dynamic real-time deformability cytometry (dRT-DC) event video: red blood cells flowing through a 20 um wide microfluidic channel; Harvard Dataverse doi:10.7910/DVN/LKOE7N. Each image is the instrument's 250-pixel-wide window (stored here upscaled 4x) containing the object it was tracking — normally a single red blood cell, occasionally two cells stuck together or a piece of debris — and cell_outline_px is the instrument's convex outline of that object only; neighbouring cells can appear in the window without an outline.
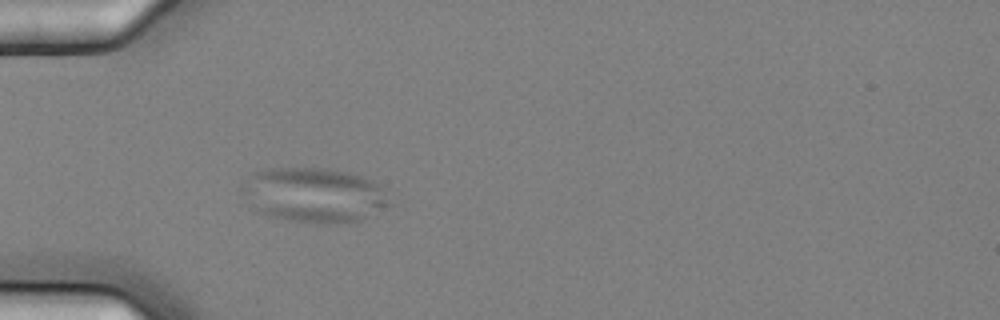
{"species": "common noctule bat (a hibernating species)", "species_latin": "Nyctalus noctula", "temperature_condition": "cold", "stored_images_in_passage": 5, "camera_frame_rate_fps": 3000, "um_per_image_px": 0.085, "animal": {"sex": "female", "body_mass_g": 25.1}, "frame": {"image": 1, "passage_image": 5, "time_ms": 1.333, "image_size_px": [1000, 320], "cell_outline_px": [[392, 204], [360, 220], [348, 224], [320, 224], [292, 220], [268, 216], [256, 208], [240, 192], [240, 188], [252, 172], [268, 168], [324, 168], [344, 172], [360, 176], [376, 184], [380, 188]], "centroid_in_image_um": [26.66, 16.59], "position_along_channel_um": 58.3, "area_um2": 46.7}}